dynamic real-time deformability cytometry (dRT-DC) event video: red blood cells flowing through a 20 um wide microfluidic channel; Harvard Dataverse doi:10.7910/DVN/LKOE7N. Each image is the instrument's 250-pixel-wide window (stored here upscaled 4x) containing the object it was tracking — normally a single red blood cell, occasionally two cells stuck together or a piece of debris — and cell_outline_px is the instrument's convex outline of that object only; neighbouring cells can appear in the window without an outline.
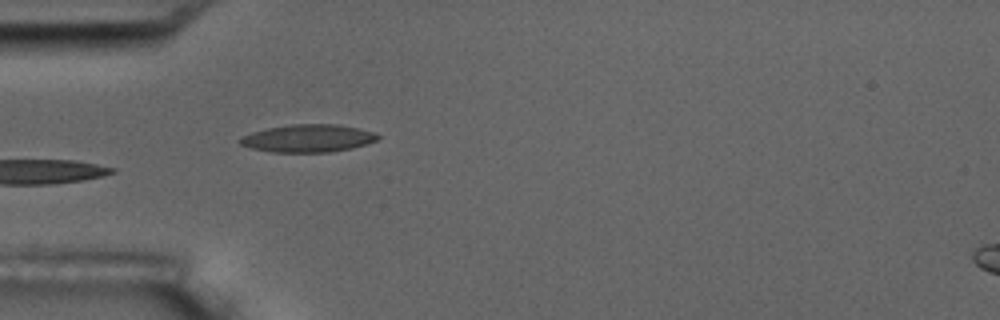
{"species": "common noctule bat (a hibernating species)", "species_latin": "Nyctalus noctula", "temperature_condition": "room temperature", "stored_images_in_passage": 4, "camera_frame_rate_fps": 3000, "um_per_image_px": 0.085, "animal": {"sex": "male", "body_mass_g": 17.5, "forearm_length_mm": 52.3}, "frame": {"image": 1, "passage_image": 4, "time_ms": 4.0, "image_size_px": [1000, 320], "cell_outline_px": [[380, 136], [376, 140], [352, 148], [328, 152], [272, 152], [252, 148], [240, 144], [236, 140], [240, 136], [252, 132], [268, 128], [292, 124], [336, 124], [376, 132]], "centroid_in_image_um": [26.14, 11.75], "position_along_channel_um": 58.9, "area_um2": 22.14}}